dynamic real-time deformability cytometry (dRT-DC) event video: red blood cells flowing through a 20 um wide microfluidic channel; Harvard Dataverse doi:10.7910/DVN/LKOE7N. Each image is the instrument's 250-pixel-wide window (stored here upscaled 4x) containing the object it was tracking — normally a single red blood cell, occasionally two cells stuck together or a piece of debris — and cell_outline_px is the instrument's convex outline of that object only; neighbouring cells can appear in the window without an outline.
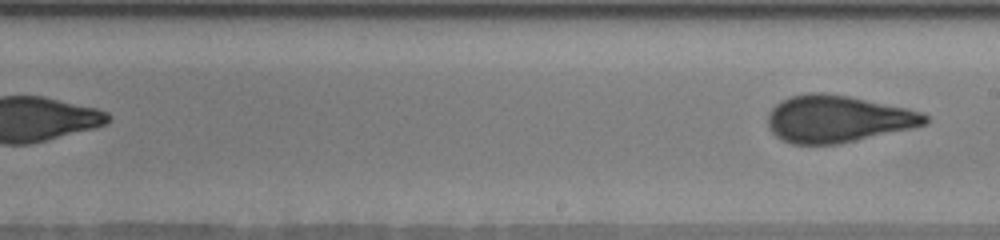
{"species": "human", "species_latin": "Homo sapiens", "temperature_condition": "warm", "stored_images_in_passage": 36, "segment_of_instrument_passage": [2, 2], "camera_frame_rate_fps": 3000, "um_per_image_px": 0.085, "donor": {"sex": "male"}, "frame": {"image": 1, "passage_image": 36, "time_ms": 7.667, "image_size_px": [1000, 240], "cell_outline_px": [[928, 124], [916, 128], [840, 144], [792, 144], [780, 140], [768, 128], [768, 112], [780, 100], [792, 96], [808, 92], [824, 92], [848, 96], [908, 108], [920, 112], [928, 116]], "centroid_in_image_um": [71.21, 10.11], "position_along_channel_um": 217.8, "area_um2": 43.64}}